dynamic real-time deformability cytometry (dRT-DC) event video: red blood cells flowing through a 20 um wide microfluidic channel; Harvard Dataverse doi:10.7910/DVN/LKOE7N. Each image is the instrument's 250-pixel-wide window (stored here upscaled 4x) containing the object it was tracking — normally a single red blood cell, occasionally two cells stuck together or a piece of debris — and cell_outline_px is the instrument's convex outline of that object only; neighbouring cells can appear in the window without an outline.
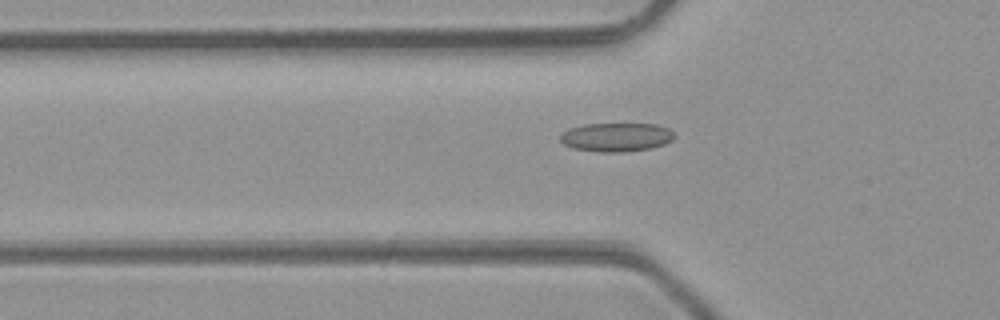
{"species": "common noctule bat (a hibernating species)", "species_latin": "Nyctalus noctula", "temperature_condition": "room temperature", "stored_images_in_passage": 37, "camera_frame_rate_fps": 3000, "um_per_image_px": 0.085, "animal": {"sex": "male", "body_mass_g": 23.1, "forearm_length_mm": 52.7}, "frame": {"image": 1, "passage_image": 7, "time_ms": 2.0, "image_size_px": [1000, 320], "cell_outline_px": [[676, 136], [672, 140], [664, 144], [652, 148], [624, 152], [600, 152], [572, 148], [564, 144], [560, 140], [560, 132], [568, 128], [584, 124], [656, 124], [668, 128]], "centroid_in_image_um": [52.36, 11.66], "position_along_channel_um": 73.4, "area_um2": 19.31}}
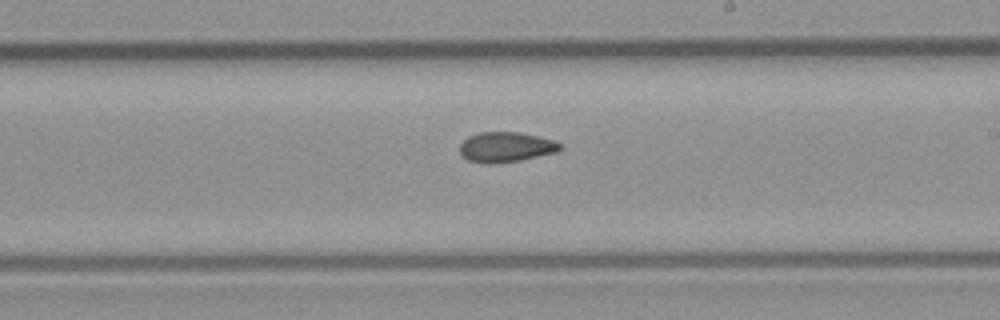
{"frame": {"image": 2, "passage_image": 19, "time_ms": 6.0, "image_size_px": [1000, 320], "cell_outline_px": [[564, 148], [556, 152], [520, 160], [496, 164], [488, 164], [468, 160], [460, 152], [460, 144], [468, 136], [480, 132], [520, 132], [552, 140], [564, 144]], "centroid_in_image_um": [43.02, 12.5], "position_along_channel_um": 246.0, "area_um2": 17.63}}
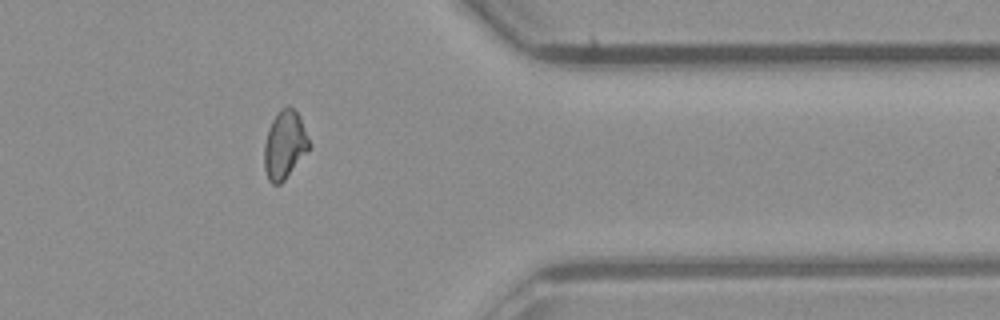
{"frame": {"image": 3, "passage_image": 30, "time_ms": 9.667, "image_size_px": [1000, 320], "cell_outline_px": [[312, 144], [284, 180], [280, 184], [272, 184], [268, 180], [264, 168], [264, 144], [268, 128], [276, 112], [280, 108], [288, 104], [300, 116]], "centroid_in_image_um": [24.18, 12.27], "position_along_channel_um": 387.2, "area_um2": 17.98}, "authors_computed_cell_mechanics": {"area_um2": 17.629, "velocity_mm_per_s": 4.2823, "shape_relaxation_time_tau1_ms": null, "shape_relaxation_time_tau2_ms": 3.5842, "deformation_change_tau1": null, "deformation_change_tau2": 0.0795}}